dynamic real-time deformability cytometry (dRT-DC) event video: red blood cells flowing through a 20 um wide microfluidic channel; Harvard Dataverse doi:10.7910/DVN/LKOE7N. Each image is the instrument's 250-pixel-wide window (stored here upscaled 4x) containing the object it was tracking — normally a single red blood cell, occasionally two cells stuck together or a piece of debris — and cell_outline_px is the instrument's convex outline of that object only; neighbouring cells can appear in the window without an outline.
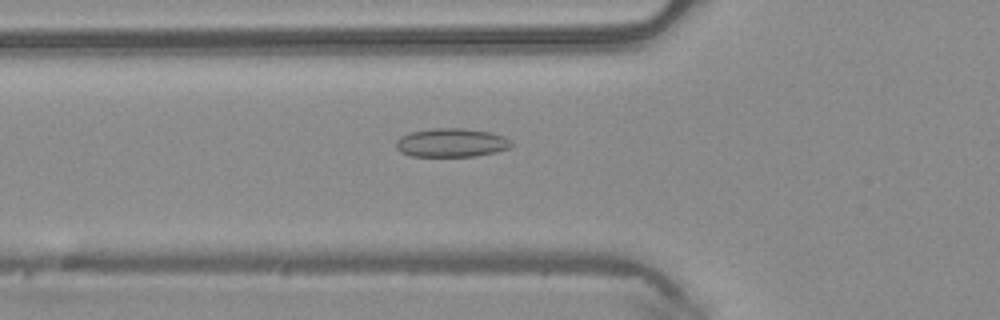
{"species": "common noctule bat (a hibernating species)", "species_latin": "Nyctalus noctula", "temperature_condition": "warm", "stored_images_in_passage": 43, "camera_frame_rate_fps": 3000, "um_per_image_px": 0.085, "animal": {"sex": "male", "body_mass_g": 20.4}, "frame": {"image": 1, "passage_image": 12, "time_ms": 3.667, "image_size_px": [1000, 320], "cell_outline_px": [[512, 144], [508, 148], [496, 152], [476, 156], [412, 156], [400, 152], [396, 148], [396, 140], [400, 136], [408, 132], [432, 128], [464, 128], [492, 132], [504, 136], [512, 140]], "centroid_in_image_um": [38.36, 12.12], "position_along_channel_um": 87.4, "area_um2": 19.54}}
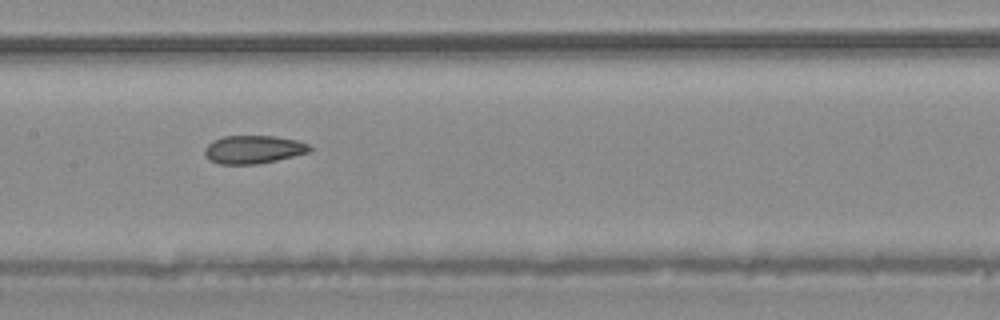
{"frame": {"image": 2, "passage_image": 19, "time_ms": 6.0, "image_size_px": [1000, 320], "cell_outline_px": [[312, 148], [308, 152], [276, 160], [256, 164], [220, 164], [212, 160], [204, 152], [204, 148], [212, 140], [224, 136], [276, 136], [296, 140], [308, 144]], "centroid_in_image_um": [21.53, 12.69], "position_along_channel_um": 185.9, "area_um2": 16.99}}
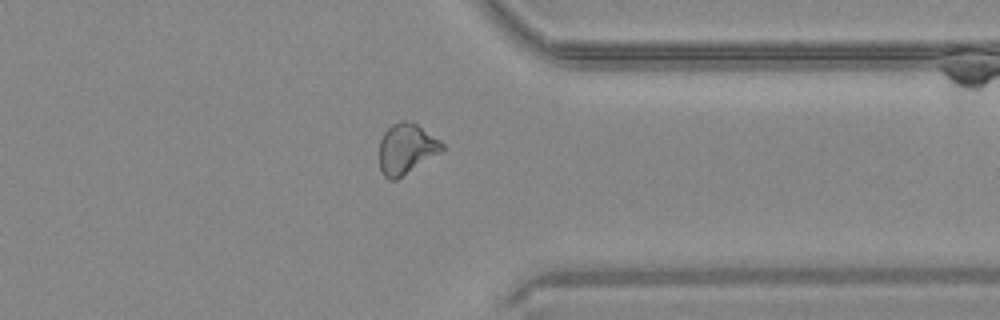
{"frame": {"image": 3, "passage_image": 33, "time_ms": 10.667, "image_size_px": [1000, 320], "cell_outline_px": [[444, 148], [440, 152], [396, 180], [388, 180], [384, 176], [380, 168], [380, 140], [384, 132], [392, 124], [400, 120], [408, 120], [416, 124], [440, 140], [444, 144]], "centroid_in_image_um": [34.52, 12.64], "position_along_channel_um": 376.9, "area_um2": 18.26}, "authors_computed_cell_mechanics": {"area_um2": 18.3804, "velocity_mm_per_s": 4.188, "shape_relaxation_time_tau1_ms": null, "shape_relaxation_time_tau2_ms": 2.213, "deformation_change_tau1": null, "deformation_change_tau2": 0.0929}}